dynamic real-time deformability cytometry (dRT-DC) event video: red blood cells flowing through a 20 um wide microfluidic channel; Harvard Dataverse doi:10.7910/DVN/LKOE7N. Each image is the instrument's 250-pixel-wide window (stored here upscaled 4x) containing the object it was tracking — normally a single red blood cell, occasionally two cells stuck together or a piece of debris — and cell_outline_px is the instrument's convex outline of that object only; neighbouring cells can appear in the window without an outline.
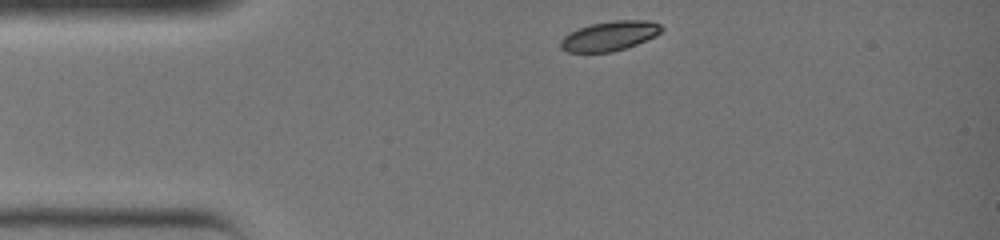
{"species": "common noctule bat (a hibernating species)", "species_latin": "Nyctalus noctula", "temperature_condition": "warm", "stored_images_in_passage": 26, "camera_frame_rate_fps": 3000, "um_per_image_px": 0.085, "animal": {"sex": "female", "body_mass_g": 19.0, "forearm_length_mm": 51.5}, "frame": {"image": 1, "passage_image": 1, "time_ms": 0.0, "image_size_px": [1000, 240], "cell_outline_px": [[664, 28], [656, 36], [636, 44], [612, 52], [568, 52], [560, 48], [560, 40], [568, 32], [592, 24], [612, 20], [652, 20], [660, 24]], "centroid_in_image_um": [51.82, 3.04], "position_along_channel_um": 33.2, "area_um2": 17.46}}
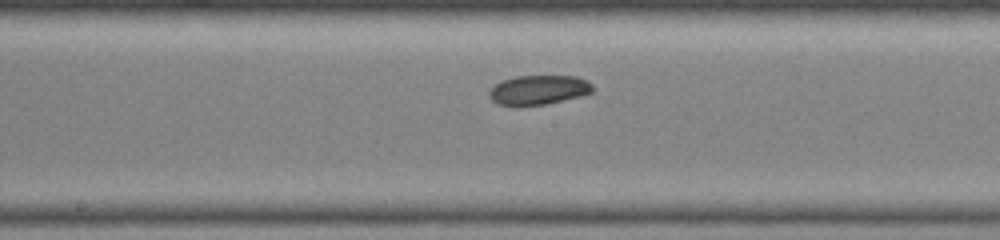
{"frame": {"image": 2, "passage_image": 13, "time_ms": 4.0, "image_size_px": [1000, 240], "cell_outline_px": [[592, 92], [580, 96], [544, 104], [496, 104], [488, 96], [488, 92], [496, 84], [504, 80], [516, 76], [576, 76], [588, 80], [592, 84]], "centroid_in_image_um": [45.8, 7.62], "position_along_channel_um": 202.4, "area_um2": 17.34}}
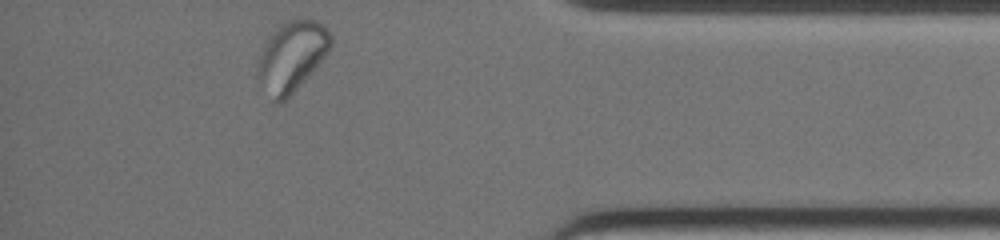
{"frame": {"image": 3, "passage_image": 26, "time_ms": 8.333, "image_size_px": [1000, 240], "cell_outline_px": [[332, 48], [312, 72], [280, 104], [276, 104], [272, 100], [256, 76], [256, 72], [260, 56], [264, 44], [272, 32], [276, 28], [288, 20], [304, 16], [316, 20], [332, 36]], "centroid_in_image_um": [24.8, 4.76], "position_along_channel_um": 410.4, "area_um2": 29.82}}